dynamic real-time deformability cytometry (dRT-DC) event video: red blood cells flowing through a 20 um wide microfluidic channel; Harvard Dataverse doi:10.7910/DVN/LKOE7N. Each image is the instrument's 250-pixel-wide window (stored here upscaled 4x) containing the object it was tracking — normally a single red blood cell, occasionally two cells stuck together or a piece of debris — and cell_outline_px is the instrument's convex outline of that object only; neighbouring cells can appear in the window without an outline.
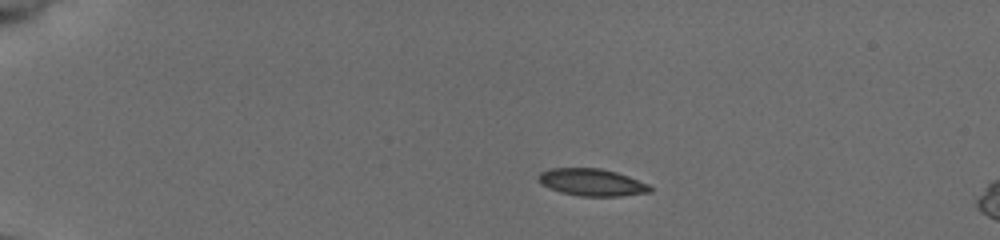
{"species": "common noctule bat (a hibernating species)", "species_latin": "Nyctalus noctula", "temperature_condition": "cold", "stored_images_in_passage": 43, "camera_frame_rate_fps": 3000, "um_per_image_px": 0.085, "animal": {"sex": "female", "body_mass_g": 19.5, "forearm_length_mm": 54.1}, "frame": {"image": 1, "passage_image": 1, "time_ms": 0.0, "image_size_px": [1000, 240], "cell_outline_px": [[652, 192], [620, 196], [580, 196], [560, 192], [548, 188], [540, 184], [536, 176], [540, 172], [552, 168], [600, 168], [616, 172], [628, 176], [648, 184], [652, 188]], "centroid_in_image_um": [50.27, 15.5], "position_along_channel_um": 34.7, "area_um2": 17.8}}
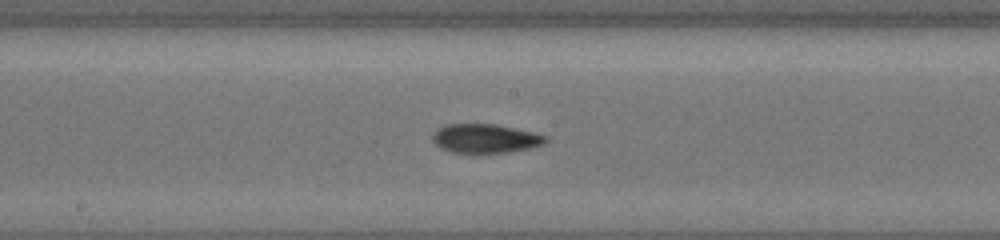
{"frame": {"image": 2, "passage_image": 20, "time_ms": 6.333, "image_size_px": [1000, 240], "cell_outline_px": [[548, 140], [544, 144], [532, 148], [508, 152], [472, 156], [452, 152], [440, 148], [432, 140], [432, 132], [436, 128], [448, 124], [496, 124], [532, 132], [548, 136]], "centroid_in_image_um": [41.22, 11.81], "position_along_channel_um": 207.0, "area_um2": 19.94}}
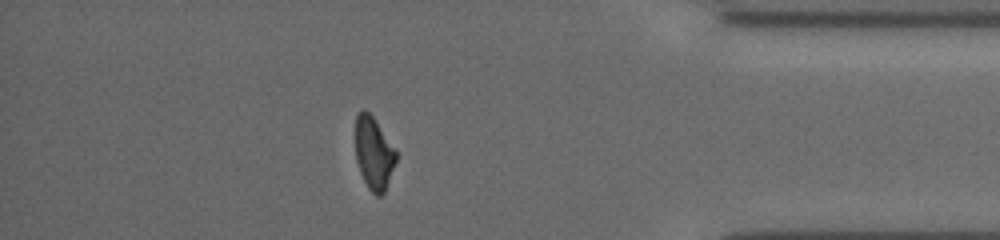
{"frame": {"image": 3, "passage_image": 37, "time_ms": 12.0, "image_size_px": [1000, 240], "cell_outline_px": [[396, 160], [384, 192], [380, 196], [376, 196], [368, 188], [360, 172], [356, 160], [356, 116], [364, 108], [372, 116], [396, 152]], "centroid_in_image_um": [31.75, 13.05], "position_along_channel_um": 403.5, "area_um2": 16.65}, "authors_computed_cell_mechanics": {"area_um2": 18.496, "velocity_mm_per_s": 3.9177, "shape_relaxation_time_tau1_ms": 5.2191, "shape_relaxation_time_tau2_ms": 3.1054, "deformation_change_tau1": 0.1673, "deformation_change_tau2": 0.0771}}